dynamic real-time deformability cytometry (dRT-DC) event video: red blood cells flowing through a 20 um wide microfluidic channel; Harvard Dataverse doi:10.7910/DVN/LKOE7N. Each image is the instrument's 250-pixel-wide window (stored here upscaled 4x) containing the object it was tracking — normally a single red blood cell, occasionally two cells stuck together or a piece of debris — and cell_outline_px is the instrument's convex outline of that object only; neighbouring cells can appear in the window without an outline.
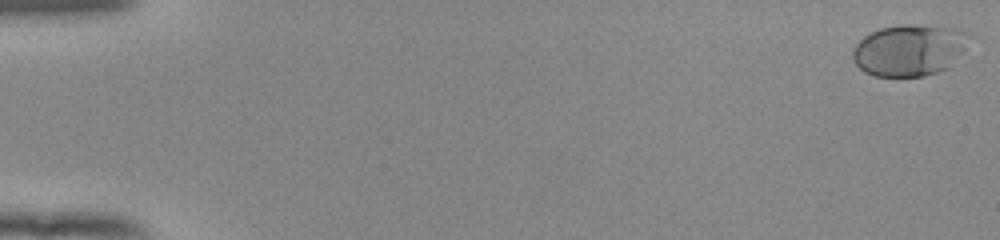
{"species": "human", "species_latin": "Homo sapiens", "temperature_condition": "room temperature", "stored_images_in_passage": 54, "camera_frame_rate_fps": 3000, "um_per_image_px": 0.085, "donor": {"sex": "female"}, "frame": {"image": 1, "passage_image": 1, "time_ms": 0.0, "image_size_px": [1000, 240], "cell_outline_px": [[972, 36], [964, 52], [948, 68], [924, 76], [876, 76], [864, 72], [852, 60], [852, 48], [864, 36], [880, 28], [900, 24], [912, 24], [952, 28], [968, 32]], "centroid_in_image_um": [77.31, 4.25], "position_along_channel_um": 7.7, "area_um2": 35.32}}
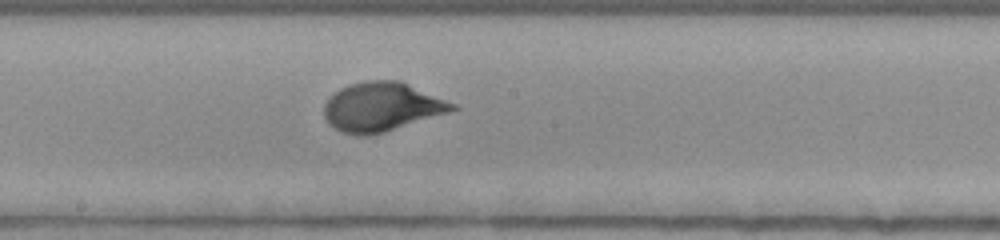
{"frame": {"image": 2, "passage_image": 31, "time_ms": 10.0, "image_size_px": [1000, 240], "cell_outline_px": [[460, 108], [448, 112], [384, 132], [368, 136], [356, 136], [344, 132], [328, 124], [324, 116], [324, 104], [340, 88], [348, 84], [364, 80], [400, 80], [456, 104]], "centroid_in_image_um": [32.43, 9.08], "position_along_channel_um": 215.8, "area_um2": 36.47}}
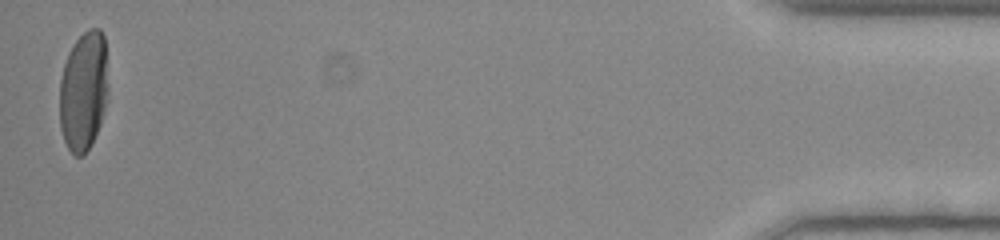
{"frame": {"image": 3, "passage_image": 54, "time_ms": 17.667, "image_size_px": [1000, 240], "cell_outline_px": [[108, 92], [100, 124], [88, 148], [80, 156], [76, 156], [68, 148], [64, 140], [60, 128], [60, 80], [64, 64], [68, 52], [76, 40], [88, 28], [100, 28], [104, 36], [108, 84]], "centroid_in_image_um": [7.1, 7.69], "position_along_channel_um": 428.1, "area_um2": 33.7}, "authors_computed_cell_mechanics": {"area_um2": 34.2176, "velocity_mm_per_s": 3.8547, "shape_relaxation_time_tau1_ms": 2.735, "shape_relaxation_time_tau2_ms": null, "deformation_change_tau1": 0.1714, "deformation_change_tau2": null}}